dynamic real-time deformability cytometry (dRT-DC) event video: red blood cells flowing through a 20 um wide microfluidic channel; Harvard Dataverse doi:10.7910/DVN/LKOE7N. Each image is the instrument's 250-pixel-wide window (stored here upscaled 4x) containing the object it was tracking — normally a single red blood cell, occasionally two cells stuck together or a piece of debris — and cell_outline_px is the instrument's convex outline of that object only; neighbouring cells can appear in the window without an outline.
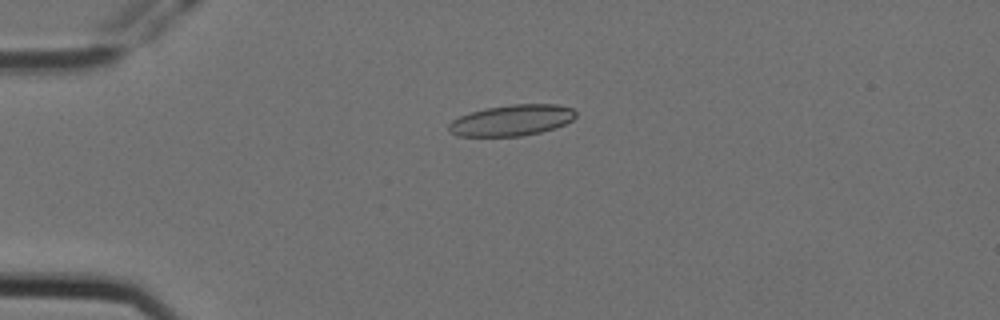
{"species": "Egyptian fruit bat (a non-hibernating species)", "species_latin": "Rousettus aegyptiacus", "temperature_condition": "cold", "stored_images_in_passage": 2, "camera_frame_rate_fps": 3000, "um_per_image_px": 0.085, "animal": {"sex": "female"}, "frame": {"image": 1, "passage_image": 1, "time_ms": 0.0, "image_size_px": [1000, 320], "cell_outline_px": [[576, 116], [572, 120], [556, 128], [540, 132], [520, 136], [456, 136], [448, 132], [448, 124], [452, 120], [460, 116], [484, 108], [512, 104], [556, 104], [572, 108], [576, 112]], "centroid_in_image_um": [43.48, 10.22], "position_along_channel_um": 41.5, "area_um2": 23.06}}